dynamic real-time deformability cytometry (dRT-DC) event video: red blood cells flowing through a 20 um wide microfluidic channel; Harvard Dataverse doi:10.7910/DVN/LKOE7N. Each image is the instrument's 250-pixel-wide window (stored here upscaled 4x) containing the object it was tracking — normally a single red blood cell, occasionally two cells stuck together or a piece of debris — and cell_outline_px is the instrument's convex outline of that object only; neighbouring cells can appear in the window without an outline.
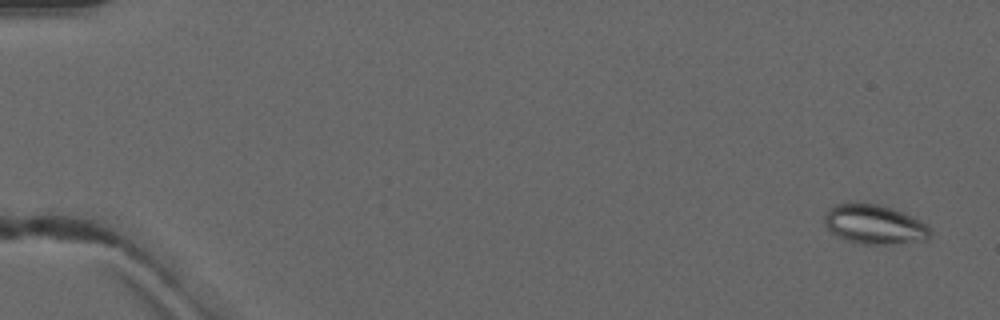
{"species": "common noctule bat (a hibernating species)", "species_latin": "Nyctalus noctula", "temperature_condition": "warm", "stored_images_in_passage": 5, "camera_frame_rate_fps": 3000, "um_per_image_px": 0.085, "animal": {"sex": "male", "forearm_length_mm": 52.5}, "frame": {"image": 1, "passage_image": 1, "time_ms": 0.0, "image_size_px": [1000, 320], "cell_outline_px": [[932, 232], [928, 240], [888, 244], [860, 244], [848, 240], [832, 232], [824, 224], [824, 216], [828, 208], [836, 204], [848, 200], [880, 204], [892, 208], [912, 216], [920, 220]], "centroid_in_image_um": [74.29, 19.03], "position_along_channel_um": 10.7, "area_um2": 24.62}}